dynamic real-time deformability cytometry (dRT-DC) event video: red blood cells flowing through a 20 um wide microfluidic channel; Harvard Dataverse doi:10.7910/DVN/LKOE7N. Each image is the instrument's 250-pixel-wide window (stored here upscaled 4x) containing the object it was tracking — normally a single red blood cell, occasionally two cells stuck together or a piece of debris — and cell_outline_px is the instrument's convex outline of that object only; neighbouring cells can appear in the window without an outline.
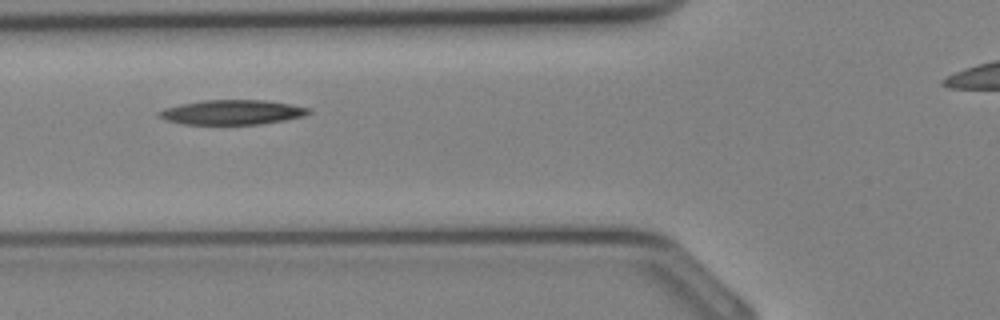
{"species": "Egyptian fruit bat (a non-hibernating species)", "species_latin": "Rousettus aegyptiacus", "temperature_condition": "cold", "stored_images_in_passage": 22, "camera_frame_rate_fps": 3000, "um_per_image_px": 0.085, "animal": {"sex": "female"}, "frame": {"image": 1, "passage_image": 6, "time_ms": 1.667, "image_size_px": [1000, 320], "cell_outline_px": [[312, 112], [304, 116], [284, 120], [260, 124], [180, 124], [164, 120], [156, 116], [156, 112], [164, 108], [180, 104], [204, 100], [264, 100], [292, 104], [312, 108]], "centroid_in_image_um": [19.71, 9.54], "position_along_channel_um": 106.1, "area_um2": 21.79}}
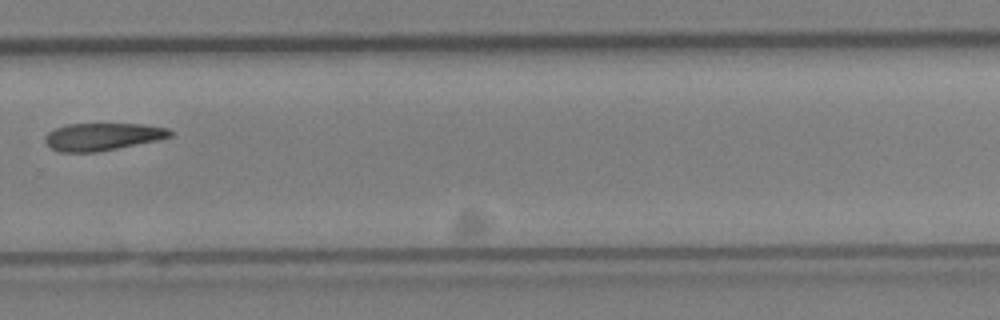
{"frame": {"image": 2, "passage_image": 17, "time_ms": 5.333, "image_size_px": [1000, 320], "cell_outline_px": [[172, 136], [156, 140], [96, 152], [60, 152], [52, 148], [44, 140], [44, 136], [48, 132], [64, 124], [144, 124], [168, 128], [172, 132]], "centroid_in_image_um": [8.69, 11.61], "position_along_channel_um": 321.1, "area_um2": 19.83}}
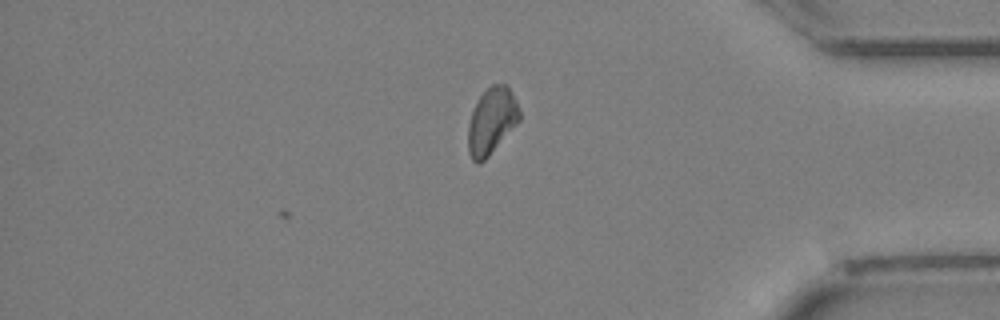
{"frame": {"image": 3, "passage_image": 22, "time_ms": 7.0, "image_size_px": [1000, 320], "cell_outline_px": [[520, 120], [488, 156], [480, 164], [476, 164], [472, 160], [468, 152], [468, 124], [476, 100], [492, 84], [508, 84], [516, 100], [520, 112]], "centroid_in_image_um": [41.78, 10.28], "position_along_channel_um": 393.4, "area_um2": 19.88}}